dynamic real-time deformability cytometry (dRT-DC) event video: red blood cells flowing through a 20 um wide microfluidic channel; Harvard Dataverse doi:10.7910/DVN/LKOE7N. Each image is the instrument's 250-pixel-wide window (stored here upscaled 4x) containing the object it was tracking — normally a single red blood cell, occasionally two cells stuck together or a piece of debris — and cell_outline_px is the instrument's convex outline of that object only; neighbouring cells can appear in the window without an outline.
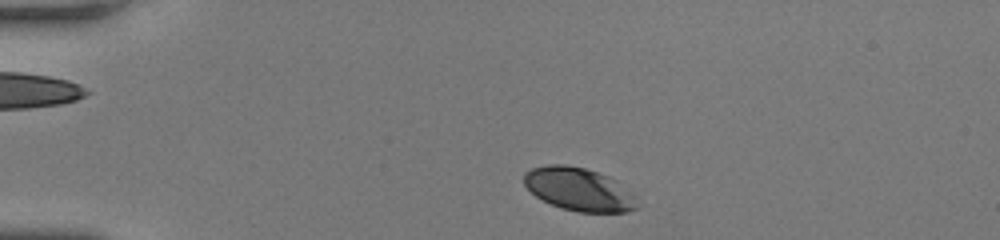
{"species": "human", "species_latin": "Homo sapiens", "temperature_condition": "room temperature", "stored_images_in_passage": 37, "camera_frame_rate_fps": 3000, "um_per_image_px": 0.085, "donor": {"sex": "female"}, "frame": {"image": 1, "passage_image": 2, "time_ms": 0.333, "image_size_px": [1000, 240], "cell_outline_px": [[636, 208], [624, 212], [576, 212], [560, 208], [536, 196], [524, 184], [524, 172], [532, 168], [548, 164], [568, 164], [584, 168], [608, 176], [616, 180], [632, 196]], "centroid_in_image_um": [49.13, 16.07], "position_along_channel_um": 35.9, "area_um2": 27.92}}
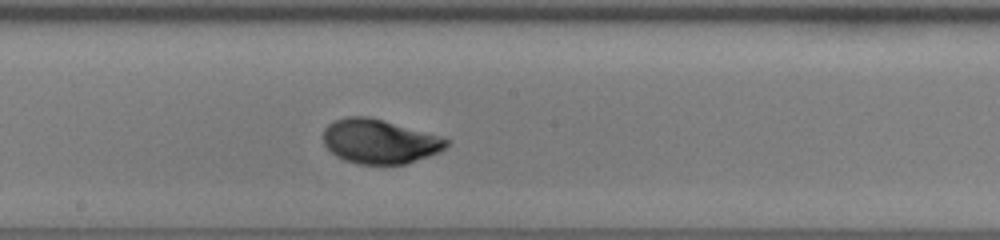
{"frame": {"image": 2, "passage_image": 21, "time_ms": 6.667, "image_size_px": [1000, 240], "cell_outline_px": [[448, 144], [440, 152], [404, 164], [356, 164], [344, 160], [336, 156], [324, 144], [324, 128], [328, 124], [336, 120], [348, 116], [368, 116], [384, 120], [444, 136], [448, 140]], "centroid_in_image_um": [32.28, 12.01], "position_along_channel_um": 215.9, "area_um2": 31.91}}
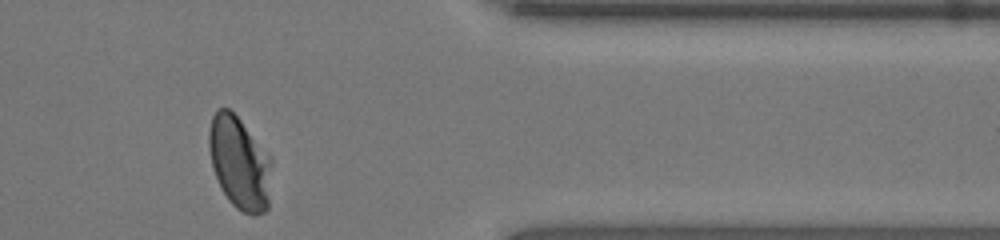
{"frame": {"image": 3, "passage_image": 36, "time_ms": 11.667, "image_size_px": [1000, 240], "cell_outline_px": [[272, 164], [268, 208], [264, 212], [256, 216], [252, 216], [236, 208], [228, 200], [212, 168], [208, 148], [208, 128], [212, 116], [220, 108], [228, 108], [240, 120], [272, 156]], "centroid_in_image_um": [20.37, 13.86], "position_along_channel_um": 391.0, "area_um2": 34.16}, "authors_computed_cell_mechanics": {"area_um2": 31.6744, "velocity_mm_per_s": 3.8032, "shape_relaxation_time_tau1_ms": 3.2956, "shape_relaxation_time_tau2_ms": null, "deformation_change_tau1": 0.14, "deformation_change_tau2": null}}